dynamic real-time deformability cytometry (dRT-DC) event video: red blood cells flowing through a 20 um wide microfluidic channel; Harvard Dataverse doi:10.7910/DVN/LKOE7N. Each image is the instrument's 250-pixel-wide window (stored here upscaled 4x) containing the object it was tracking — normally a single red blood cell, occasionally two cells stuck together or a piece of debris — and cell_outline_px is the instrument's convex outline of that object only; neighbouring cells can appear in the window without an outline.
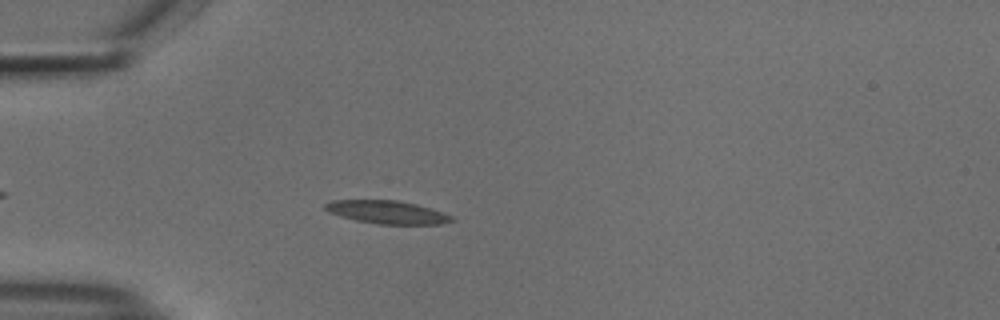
{"species": "common noctule bat (a hibernating species)", "species_latin": "Nyctalus noctula", "temperature_condition": "cold", "stored_images_in_passage": 46, "camera_frame_rate_fps": 3000, "um_per_image_px": 0.085, "animal": {"sex": "male", "body_mass_g": 18.8}, "frame": {"image": 1, "passage_image": 8, "time_ms": 2.333, "image_size_px": [1000, 320], "cell_outline_px": [[456, 220], [440, 224], [380, 224], [356, 220], [340, 216], [328, 212], [324, 208], [324, 204], [332, 200], [396, 200], [416, 204], [452, 216]], "centroid_in_image_um": [32.87, 18.03], "position_along_channel_um": 52.1, "area_um2": 16.82}}
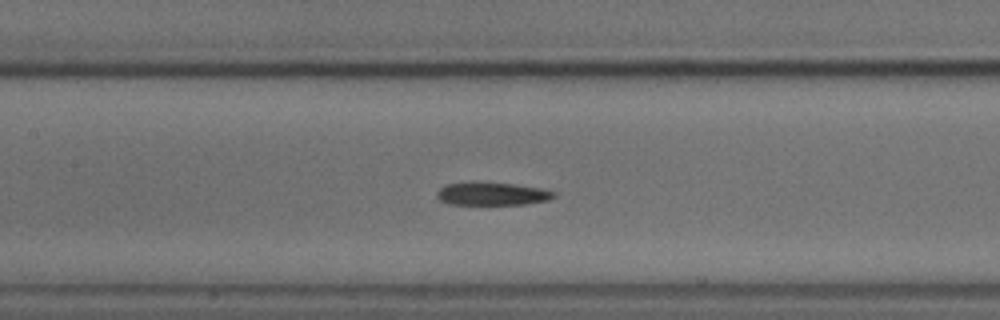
{"frame": {"image": 2, "passage_image": 18, "time_ms": 5.667, "image_size_px": [1000, 320], "cell_outline_px": [[556, 196], [548, 200], [524, 204], [452, 204], [440, 200], [436, 196], [436, 192], [444, 184], [472, 180], [512, 184], [540, 188], [556, 192]], "centroid_in_image_um": [41.77, 16.44], "position_along_channel_um": 165.6, "area_um2": 15.95}}
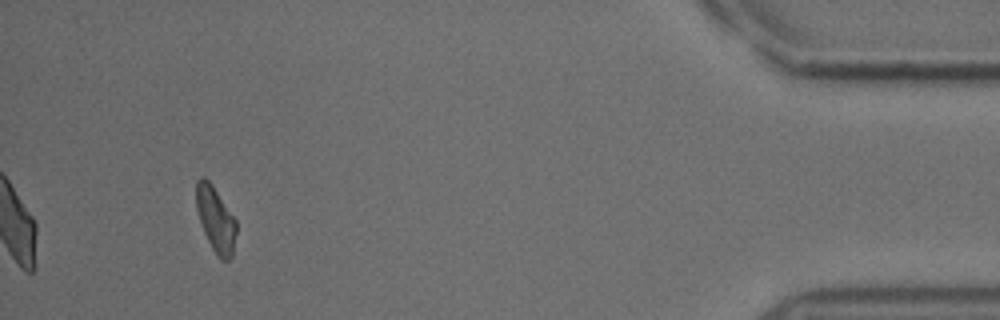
{"frame": {"image": 3, "passage_image": 43, "time_ms": 14.0, "image_size_px": [1000, 320], "cell_outline_px": [[236, 232], [232, 256], [228, 260], [220, 260], [216, 256], [204, 232], [196, 208], [196, 180], [200, 176], [204, 176], [212, 184], [236, 220]], "centroid_in_image_um": [18.32, 18.63], "position_along_channel_um": 416.9, "area_um2": 15.2}, "authors_computed_cell_mechanics": {"area_um2": 16.5019, "velocity_mm_per_s": 3.7801, "shape_relaxation_time_tau1_ms": 4.7636, "shape_relaxation_time_tau2_ms": 6.0, "deformation_change_tau1": 0.1236, "deformation_change_tau2": 0.1454}}